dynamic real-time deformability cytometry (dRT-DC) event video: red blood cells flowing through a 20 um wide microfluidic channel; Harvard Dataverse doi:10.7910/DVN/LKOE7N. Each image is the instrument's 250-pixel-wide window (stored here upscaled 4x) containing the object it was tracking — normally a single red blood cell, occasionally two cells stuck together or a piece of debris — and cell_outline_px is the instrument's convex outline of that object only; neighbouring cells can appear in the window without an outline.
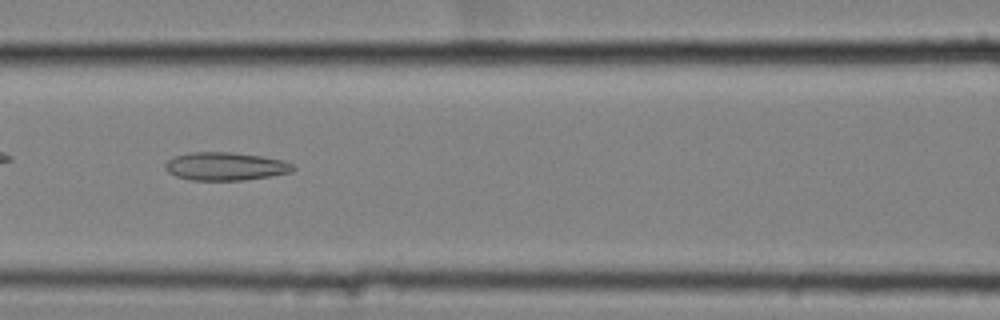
{"species": "common noctule bat (a hibernating species)", "species_latin": "Nyctalus noctula", "temperature_condition": "cold", "stored_images_in_passage": 40, "camera_frame_rate_fps": 3000, "um_per_image_px": 0.085, "animal": {"sex": "female", "body_mass_g": 25.1}, "frame": {"image": 1, "passage_image": 9, "time_ms": 2.667, "image_size_px": [1000, 320], "cell_outline_px": [[296, 168], [292, 172], [244, 180], [192, 180], [176, 176], [168, 172], [164, 168], [164, 164], [172, 156], [188, 152], [232, 152], [260, 156], [284, 160], [292, 164]], "centroid_in_image_um": [19.13, 14.13], "position_along_channel_um": 147.5, "area_um2": 21.04}}
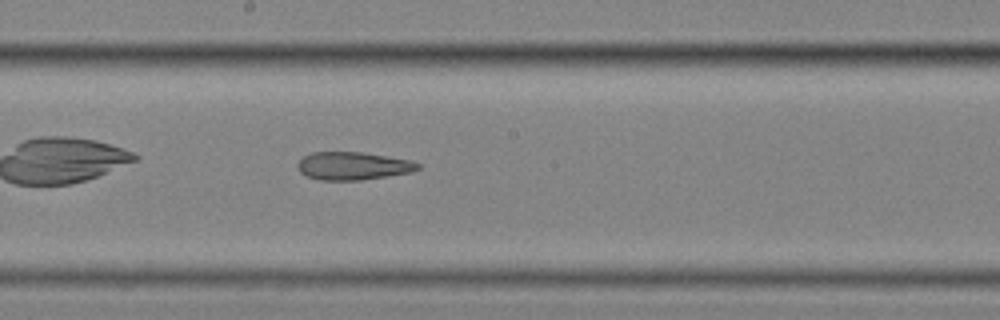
{"frame": {"image": 2, "passage_image": 15, "time_ms": 4.667, "image_size_px": [1000, 320], "cell_outline_px": [[420, 168], [412, 172], [360, 180], [320, 180], [308, 176], [300, 172], [296, 164], [304, 156], [312, 152], [364, 152], [412, 160], [420, 164]], "centroid_in_image_um": [30.02, 14.09], "position_along_channel_um": 218.2, "area_um2": 19.59}}
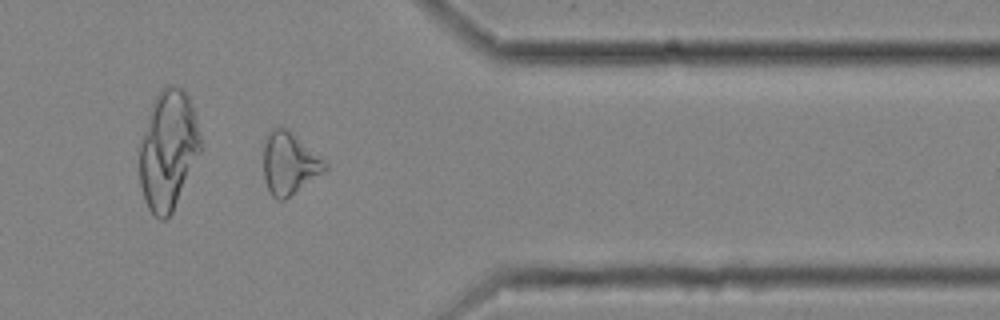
{"frame": {"image": 3, "passage_image": 30, "time_ms": 9.667, "image_size_px": [1000, 320], "cell_outline_px": [[328, 168], [284, 200], [276, 200], [268, 192], [264, 180], [264, 140], [268, 132], [272, 128], [288, 128], [328, 164]], "centroid_in_image_um": [24.55, 13.89], "position_along_channel_um": 386.9, "area_um2": 22.08}, "authors_computed_cell_mechanics": {"area_um2": 21.1548, "velocity_mm_per_s": 3.5414, "shape_relaxation_time_tau1_ms": null, "shape_relaxation_time_tau2_ms": 5.3781, "deformation_change_tau1": null, "deformation_change_tau2": 0.1729}}